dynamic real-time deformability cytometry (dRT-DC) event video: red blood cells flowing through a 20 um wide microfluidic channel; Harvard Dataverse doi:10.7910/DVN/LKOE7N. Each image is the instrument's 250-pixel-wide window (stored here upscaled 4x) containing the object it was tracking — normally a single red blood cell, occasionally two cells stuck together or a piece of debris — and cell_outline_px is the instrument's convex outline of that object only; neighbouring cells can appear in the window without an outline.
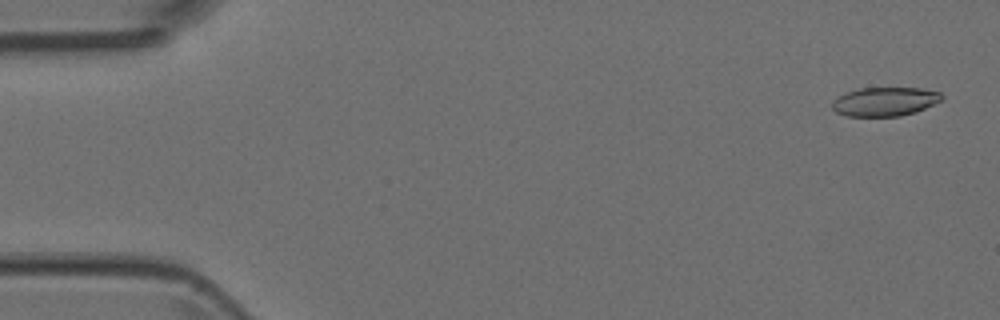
{"species": "Egyptian fruit bat (a non-hibernating species)", "species_latin": "Rousettus aegyptiacus", "temperature_condition": "room temperature", "stored_images_in_passage": 9, "camera_frame_rate_fps": 3000, "um_per_image_px": 0.085, "animal": {"sex": "female"}, "frame": {"image": 1, "passage_image": 1, "time_ms": 0.0, "image_size_px": [1000, 320], "cell_outline_px": [[944, 96], [940, 100], [916, 112], [900, 116], [844, 116], [836, 112], [832, 108], [832, 100], [848, 92], [860, 88], [924, 88], [940, 92]], "centroid_in_image_um": [75.2, 8.64], "position_along_channel_um": 9.8, "area_um2": 18.38}}
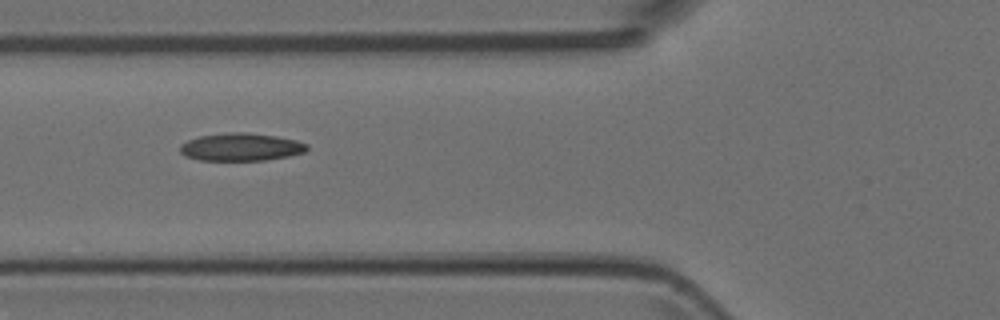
{"frame": {"image": 2, "passage_image": 6, "time_ms": 1.667, "image_size_px": [1000, 320], "cell_outline_px": [[308, 148], [304, 152], [288, 156], [264, 160], [200, 160], [184, 156], [180, 152], [180, 144], [188, 140], [200, 136], [228, 132], [244, 132], [276, 136], [296, 140], [308, 144]], "centroid_in_image_um": [20.46, 12.49], "position_along_channel_um": 105.3, "area_um2": 20.46}}
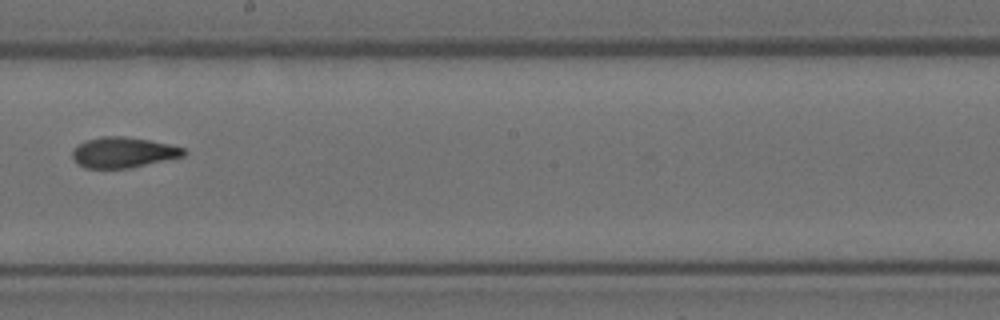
{"frame": {"image": 3, "passage_image": 9, "time_ms": 2.667, "image_size_px": [1000, 320], "cell_outline_px": [[188, 152], [184, 156], [128, 168], [84, 168], [76, 164], [72, 160], [72, 152], [80, 144], [88, 140], [100, 136], [124, 136], [148, 140], [168, 144], [184, 148]], "centroid_in_image_um": [10.46, 12.96], "position_along_channel_um": 237.7, "area_um2": 19.71}}